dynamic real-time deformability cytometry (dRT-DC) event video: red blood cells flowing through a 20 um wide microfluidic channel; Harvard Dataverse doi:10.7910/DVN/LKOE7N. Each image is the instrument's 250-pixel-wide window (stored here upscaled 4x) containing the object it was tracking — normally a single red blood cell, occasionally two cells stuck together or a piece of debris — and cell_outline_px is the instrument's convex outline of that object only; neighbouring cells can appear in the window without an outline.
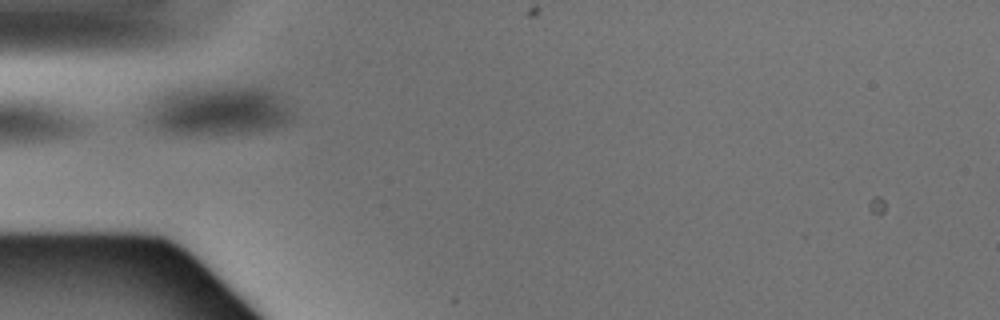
{"species": "Egyptian fruit bat (a non-hibernating species)", "species_latin": "Rousettus aegyptiacus", "temperature_condition": "warm", "stored_images_in_passage": 6, "camera_frame_rate_fps": 3000, "um_per_image_px": 0.085, "animal": {"sex": "male"}, "frame": {"image": 1, "passage_image": 5, "time_ms": 1.333, "image_size_px": [1000, 320], "cell_outline_px": [[292, 120], [284, 124], [272, 128], [252, 132], [212, 136], [196, 136], [168, 132], [156, 128], [152, 124], [152, 104], [156, 96], [164, 92], [176, 88], [260, 88], [272, 92], [280, 96], [288, 104], [292, 112]], "centroid_in_image_um": [18.6, 9.44], "position_along_channel_um": 66.4, "area_um2": 41.56}}
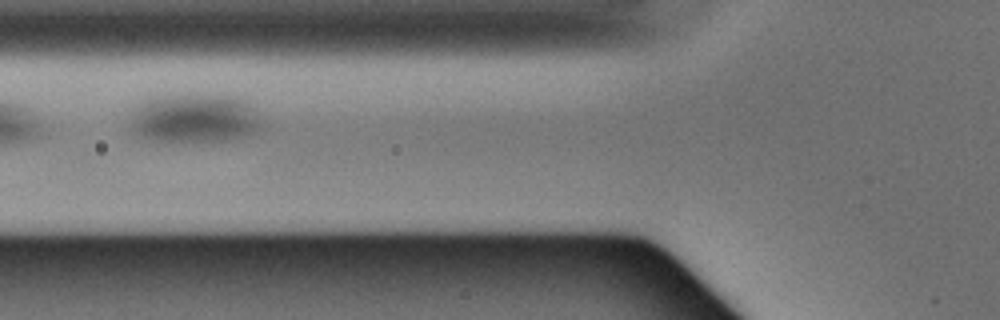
{"frame": {"image": 2, "passage_image": 6, "time_ms": 1.667, "image_size_px": [1000, 320], "cell_outline_px": [[260, 128], [256, 132], [236, 140], [152, 140], [140, 136], [132, 128], [132, 120], [136, 108], [140, 100], [156, 96], [236, 96], [256, 108], [260, 124]], "centroid_in_image_um": [16.58, 10.05], "position_along_channel_um": 109.2, "area_um2": 36.76}}